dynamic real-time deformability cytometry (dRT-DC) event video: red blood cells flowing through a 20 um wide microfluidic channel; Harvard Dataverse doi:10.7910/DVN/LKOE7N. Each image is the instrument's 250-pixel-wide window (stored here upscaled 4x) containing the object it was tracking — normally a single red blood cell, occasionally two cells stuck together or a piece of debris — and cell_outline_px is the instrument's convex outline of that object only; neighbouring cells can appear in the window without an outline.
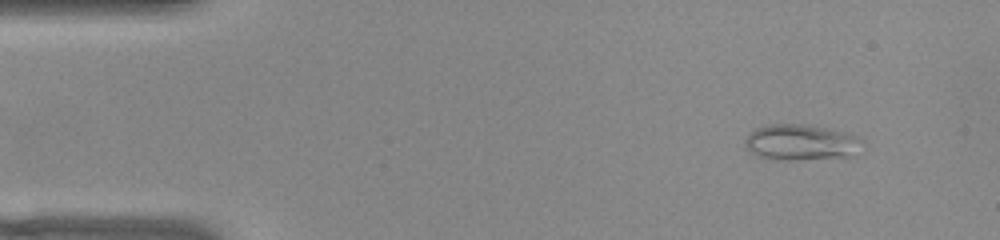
{"species": "common noctule bat (a hibernating species)", "species_latin": "Nyctalus noctula", "temperature_condition": "warm", "stored_images_in_passage": 51, "camera_frame_rate_fps": 3000, "um_per_image_px": 0.085, "animal": {"sex": "female", "body_mass_g": 22.0, "forearm_length_mm": 56.7}, "frame": {"image": 1, "passage_image": 4, "time_ms": 1.0, "image_size_px": [1000, 240], "cell_outline_px": [[860, 140], [848, 156], [796, 160], [780, 160], [756, 156], [744, 144], [744, 140], [756, 128], [768, 124], [800, 124], [824, 128], [844, 132], [856, 136]], "centroid_in_image_um": [67.95, 12.1], "position_along_channel_um": 17.1, "area_um2": 23.64}}
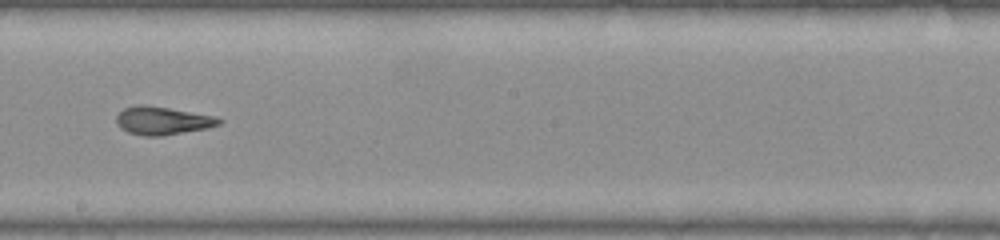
{"frame": {"image": 2, "passage_image": 28, "time_ms": 9.0, "image_size_px": [1000, 240], "cell_outline_px": [[224, 120], [220, 124], [208, 128], [160, 136], [144, 136], [128, 132], [120, 128], [116, 124], [116, 116], [124, 108], [136, 104], [144, 104], [168, 108], [212, 116]], "centroid_in_image_um": [13.76, 10.26], "position_along_channel_um": 234.4, "area_um2": 16.7}}
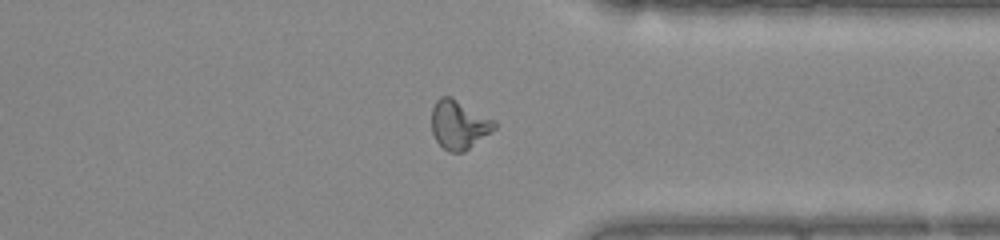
{"frame": {"image": 3, "passage_image": 39, "time_ms": 12.667, "image_size_px": [1000, 240], "cell_outline_px": [[496, 128], [464, 152], [448, 152], [436, 140], [432, 132], [432, 108], [436, 100], [440, 96], [452, 96], [496, 120]], "centroid_in_image_um": [39.01, 10.57], "position_along_channel_um": 372.4, "area_um2": 18.03}, "authors_computed_cell_mechanics": {"area_um2": 17.6868, "velocity_mm_per_s": 3.8738, "shape_relaxation_time_tau1_ms": null, "shape_relaxation_time_tau2_ms": 1.7411, "deformation_change_tau1": null, "deformation_change_tau2": 0.0957}}